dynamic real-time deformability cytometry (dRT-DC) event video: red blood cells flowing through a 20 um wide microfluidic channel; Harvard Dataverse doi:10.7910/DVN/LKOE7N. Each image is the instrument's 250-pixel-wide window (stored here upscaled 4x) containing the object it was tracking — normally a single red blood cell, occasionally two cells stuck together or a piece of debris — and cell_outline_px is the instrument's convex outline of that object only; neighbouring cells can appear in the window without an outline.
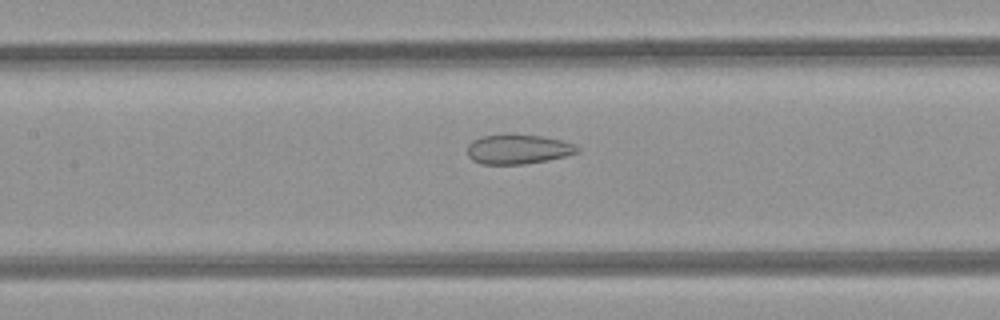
{"species": "common noctule bat (a hibernating species)", "species_latin": "Nyctalus noctula", "temperature_condition": "room temperature", "stored_images_in_passage": 20, "camera_frame_rate_fps": 3000, "um_per_image_px": 0.085, "animal": {"sex": "female", "body_mass_g": 21.9}, "frame": {"image": 1, "passage_image": 15, "time_ms": 4.667, "image_size_px": [1000, 320], "cell_outline_px": [[580, 152], [548, 160], [524, 164], [480, 164], [472, 160], [468, 156], [468, 144], [472, 140], [484, 136], [512, 132], [540, 136], [560, 140], [576, 144], [580, 148]], "centroid_in_image_um": [44.03, 12.66], "position_along_channel_um": 163.4, "area_um2": 19.36}}